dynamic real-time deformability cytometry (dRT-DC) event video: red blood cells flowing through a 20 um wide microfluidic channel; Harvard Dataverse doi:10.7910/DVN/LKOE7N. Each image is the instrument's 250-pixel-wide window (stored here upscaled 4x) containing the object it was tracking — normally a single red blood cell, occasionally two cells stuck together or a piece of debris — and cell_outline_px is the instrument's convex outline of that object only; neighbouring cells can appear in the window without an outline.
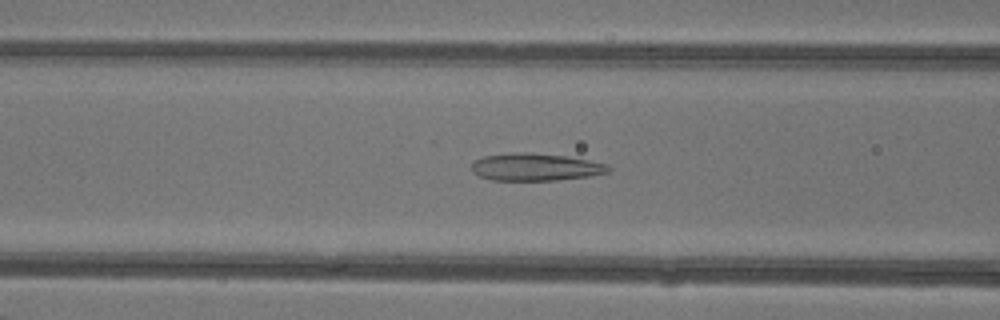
{"species": "common noctule bat (a hibernating species)", "species_latin": "Nyctalus noctula", "temperature_condition": "warm", "stored_images_in_passage": 40, "camera_frame_rate_fps": 3000, "um_per_image_px": 0.085, "animal": {"sex": "female"}, "frame": {"image": 1, "passage_image": 12, "time_ms": 3.667, "image_size_px": [1000, 320], "cell_outline_px": [[612, 168], [608, 172], [588, 176], [556, 180], [492, 180], [480, 176], [472, 172], [472, 164], [476, 160], [484, 156], [512, 152], [528, 152], [568, 156], [608, 164]], "centroid_in_image_um": [45.52, 14.19], "position_along_channel_um": 121.1, "area_um2": 21.85}}
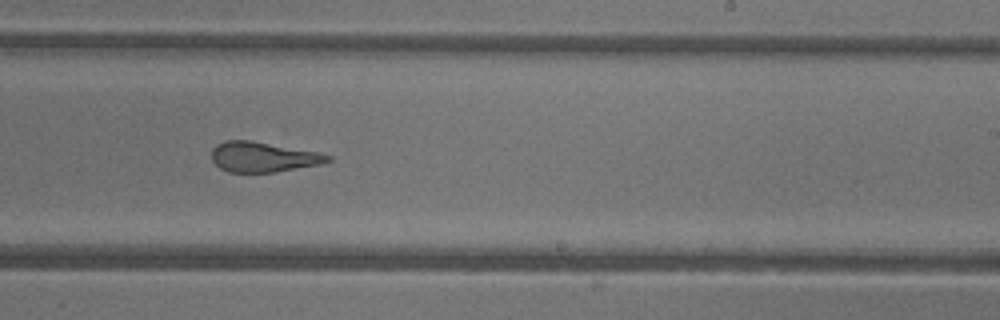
{"frame": {"image": 2, "passage_image": 22, "time_ms": 7.0, "image_size_px": [1000, 320], "cell_outline_px": [[332, 160], [320, 164], [276, 172], [228, 172], [220, 168], [212, 160], [212, 148], [216, 144], [228, 140], [252, 140], [316, 152], [332, 156]], "centroid_in_image_um": [22.34, 13.34], "position_along_channel_um": 266.7, "area_um2": 20.29}}
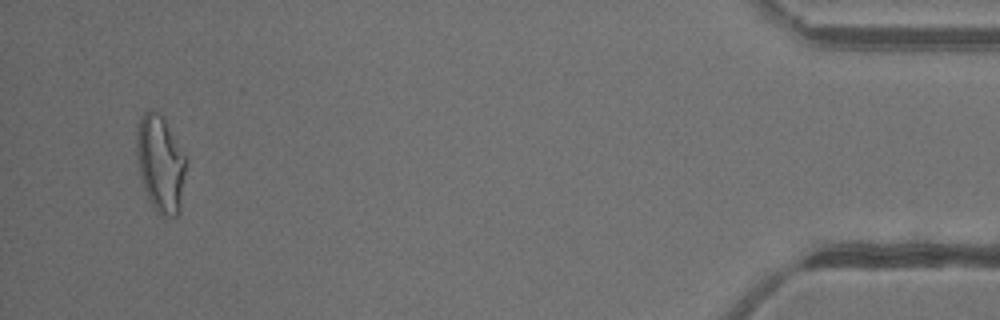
{"frame": {"image": 3, "passage_image": 38, "time_ms": 12.333, "image_size_px": [1000, 320], "cell_outline_px": [[184, 172], [180, 212], [176, 216], [164, 216], [156, 212], [144, 188], [140, 176], [136, 152], [136, 124], [140, 116], [144, 112], [152, 108], [164, 116], [184, 156]], "centroid_in_image_um": [13.59, 13.85], "position_along_channel_um": 421.6, "area_um2": 27.69}, "authors_computed_cell_mechanics": {"area_um2": 23.6402, "velocity_mm_per_s": 4.3703, "shape_relaxation_time_tau1_ms": null, "shape_relaxation_time_tau2_ms": 1.9608, "deformation_change_tau1": null, "deformation_change_tau2": 0.1233}}